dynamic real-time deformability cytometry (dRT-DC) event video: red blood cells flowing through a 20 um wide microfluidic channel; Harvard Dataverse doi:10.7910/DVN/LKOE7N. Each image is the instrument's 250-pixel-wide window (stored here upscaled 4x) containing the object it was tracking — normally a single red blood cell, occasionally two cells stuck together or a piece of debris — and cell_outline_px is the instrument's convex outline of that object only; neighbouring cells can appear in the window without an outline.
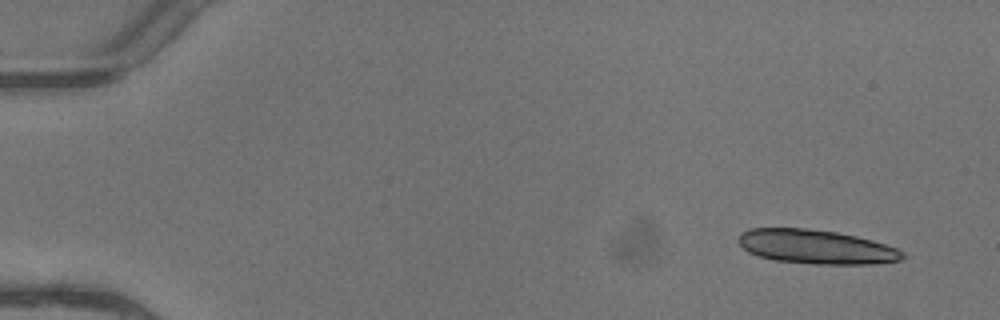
{"species": "common noctule bat (a hibernating species)", "species_latin": "Nyctalus noctula", "temperature_condition": "warm", "stored_images_in_passage": 5, "camera_frame_rate_fps": 3000, "um_per_image_px": 0.085, "animal": {"sex": "female"}, "frame": {"image": 1, "passage_image": 1, "time_ms": 0.0, "image_size_px": [1000, 320], "cell_outline_px": [[904, 256], [900, 260], [872, 264], [812, 264], [776, 260], [760, 256], [748, 252], [736, 240], [740, 232], [748, 228], [804, 228], [836, 232], [856, 236], [872, 240], [896, 248], [904, 252]], "centroid_in_image_um": [69.33, 20.97], "position_along_channel_um": 15.7, "area_um2": 32.6}}
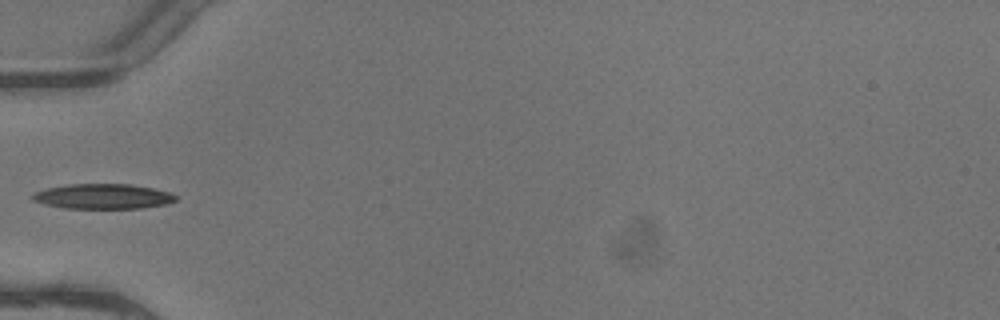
{"frame": {"image": 2, "passage_image": 5, "time_ms": 1.333, "image_size_px": [1000, 320], "cell_outline_px": [[176, 200], [164, 204], [140, 208], [64, 208], [44, 204], [32, 200], [28, 196], [32, 192], [48, 188], [68, 184], [132, 184], [152, 188], [168, 192], [176, 196]], "centroid_in_image_um": [8.67, 16.69], "position_along_channel_um": 76.3, "area_um2": 20.87}}